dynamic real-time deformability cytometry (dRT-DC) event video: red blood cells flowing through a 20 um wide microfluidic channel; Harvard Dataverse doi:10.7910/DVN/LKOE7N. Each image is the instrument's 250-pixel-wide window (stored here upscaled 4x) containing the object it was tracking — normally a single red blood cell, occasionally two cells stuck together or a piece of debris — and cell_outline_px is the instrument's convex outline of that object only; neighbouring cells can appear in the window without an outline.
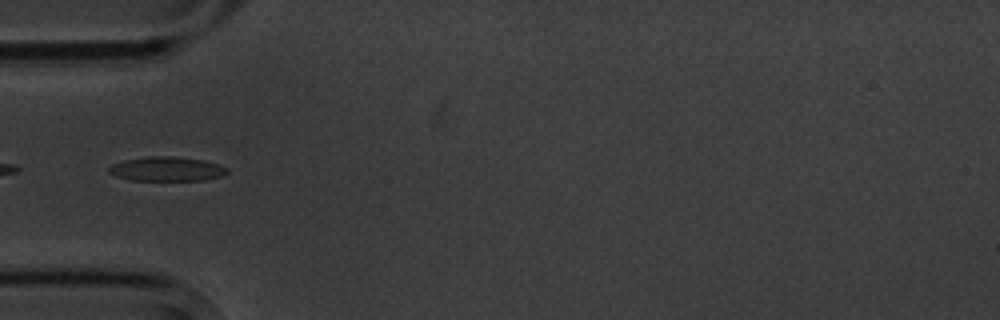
{"species": "common noctule bat (a hibernating species)", "species_latin": "Nyctalus noctula", "temperature_condition": "cold", "stored_images_in_passage": 7, "camera_frame_rate_fps": 3000, "um_per_image_px": 0.085, "animal": {"sex": "male", "body_mass_g": 20.1, "forearm_length_mm": 53.5}, "frame": {"image": 1, "passage_image": 4, "time_ms": 3.667, "image_size_px": [1000, 320], "cell_outline_px": [[228, 172], [220, 176], [204, 180], [128, 180], [116, 176], [108, 172], [108, 168], [112, 164], [124, 160], [148, 156], [172, 156], [204, 160], [228, 168]], "centroid_in_image_um": [14.14, 14.36], "position_along_channel_um": 70.9, "area_um2": 16.7}}
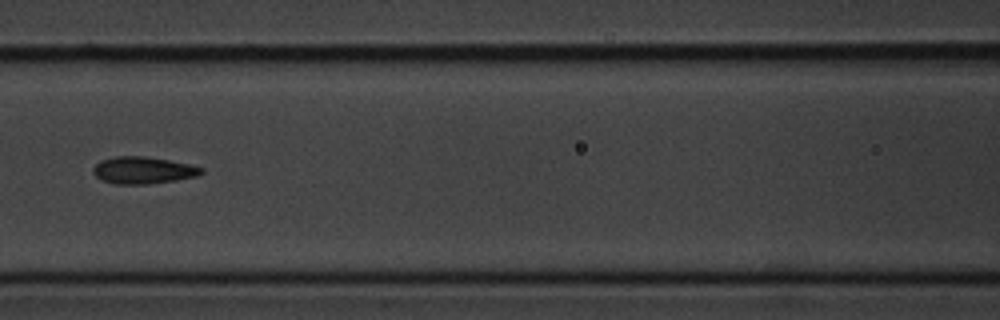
{"frame": {"image": 2, "passage_image": 6, "time_ms": 6.0, "image_size_px": [1000, 320], "cell_outline_px": [[204, 172], [196, 176], [176, 180], [148, 184], [116, 184], [100, 180], [92, 172], [92, 168], [100, 160], [116, 156], [144, 156], [168, 160], [188, 164], [204, 168]], "centroid_in_image_um": [12.13, 14.47], "position_along_channel_um": 154.5, "area_um2": 17.05}}
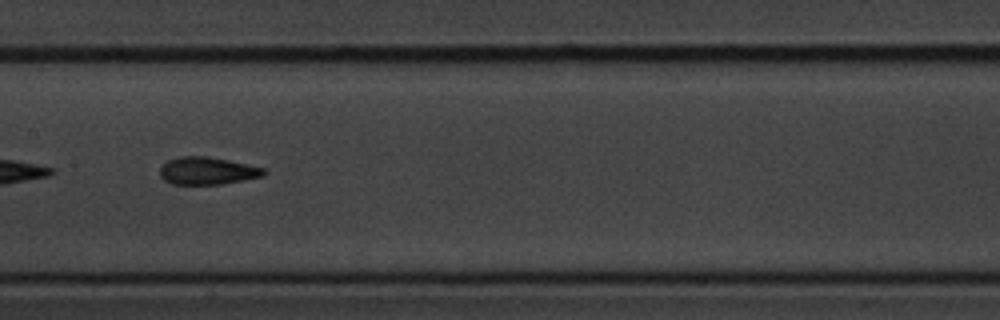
{"frame": {"image": 3, "passage_image": 7, "time_ms": 7.0, "image_size_px": [1000, 320], "cell_outline_px": [[268, 172], [264, 176], [244, 180], [220, 184], [172, 184], [164, 180], [160, 176], [160, 168], [168, 160], [180, 156], [208, 156], [228, 160], [264, 168]], "centroid_in_image_um": [17.63, 14.52], "position_along_channel_um": 189.8, "area_um2": 16.65}}